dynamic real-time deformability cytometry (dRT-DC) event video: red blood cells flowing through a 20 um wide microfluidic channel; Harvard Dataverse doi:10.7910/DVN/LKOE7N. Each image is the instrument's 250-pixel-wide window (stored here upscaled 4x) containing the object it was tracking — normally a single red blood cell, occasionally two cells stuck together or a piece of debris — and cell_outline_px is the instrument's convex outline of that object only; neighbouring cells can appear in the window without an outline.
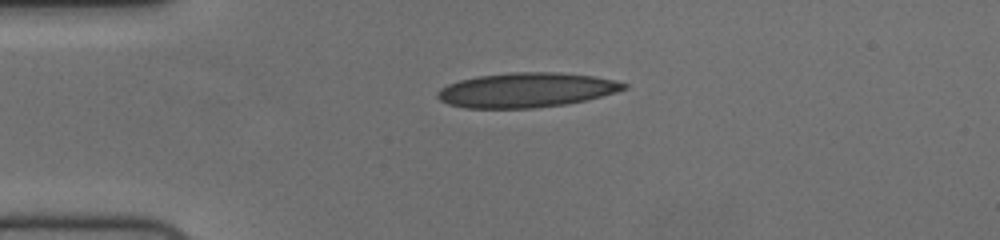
{"species": "human", "species_latin": "Homo sapiens", "temperature_condition": "cold", "stored_images_in_passage": 43, "camera_frame_rate_fps": 3000, "um_per_image_px": 0.085, "donor": {"sex": "female"}, "frame": {"image": 1, "passage_image": 1, "time_ms": 0.0, "image_size_px": [1000, 240], "cell_outline_px": [[628, 88], [600, 96], [584, 100], [564, 104], [532, 108], [468, 108], [448, 104], [440, 100], [436, 96], [436, 92], [440, 88], [448, 84], [460, 80], [480, 76], [512, 72], [556, 72], [592, 76], [612, 80], [628, 84]], "centroid_in_image_um": [44.69, 7.65], "position_along_channel_um": 40.3, "area_um2": 37.22}}
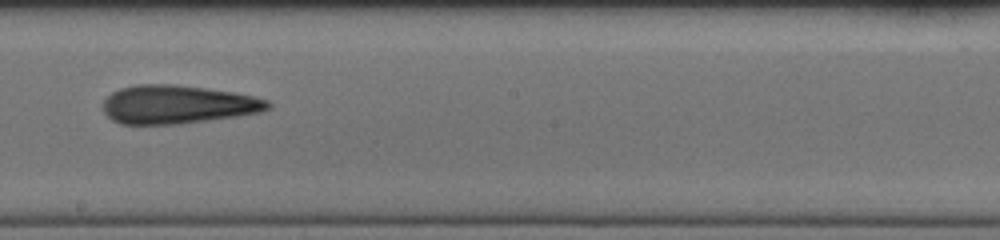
{"frame": {"image": 2, "passage_image": 19, "time_ms": 6.0, "image_size_px": [1000, 240], "cell_outline_px": [[272, 104], [268, 108], [260, 112], [236, 116], [180, 124], [120, 124], [112, 120], [104, 112], [104, 100], [112, 92], [120, 88], [136, 84], [176, 84], [232, 92], [252, 96], [268, 100]], "centroid_in_image_um": [15.07, 8.88], "position_along_channel_um": 233.1, "area_um2": 36.82}}
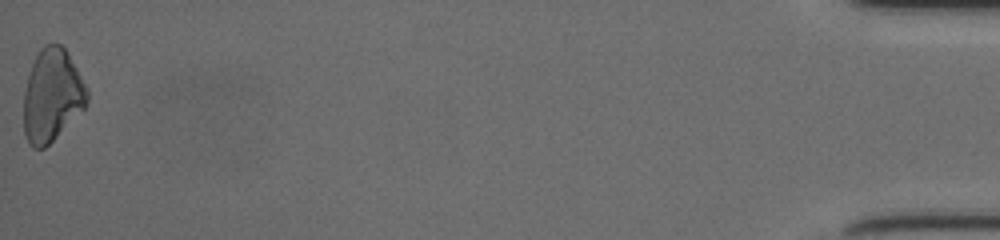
{"frame": {"image": 3, "passage_image": 43, "time_ms": 14.0, "image_size_px": [1000, 240], "cell_outline_px": [[88, 100], [84, 108], [44, 148], [32, 148], [24, 132], [24, 92], [28, 76], [32, 64], [40, 48], [44, 44], [60, 44], [64, 48], [76, 68], [88, 92]], "centroid_in_image_um": [4.4, 8.1], "position_along_channel_um": 430.8, "area_um2": 33.52}, "authors_computed_cell_mechanics": {"area_um2": 35.7204, "velocity_mm_per_s": 3.7344, "shape_relaxation_time_tau1_ms": 5.9693, "shape_relaxation_time_tau2_ms": 3.2775, "deformation_change_tau1": 0.1626, "deformation_change_tau2": 0.1301}}